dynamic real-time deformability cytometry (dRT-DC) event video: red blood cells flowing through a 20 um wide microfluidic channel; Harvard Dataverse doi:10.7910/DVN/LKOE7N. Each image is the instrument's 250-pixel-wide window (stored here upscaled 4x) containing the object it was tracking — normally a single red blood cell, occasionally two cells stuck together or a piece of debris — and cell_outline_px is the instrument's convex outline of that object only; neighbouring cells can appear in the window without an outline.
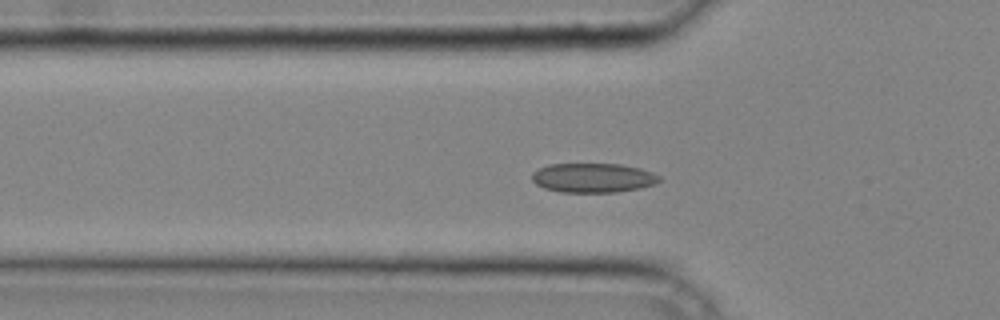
{"species": "common noctule bat (a hibernating species)", "species_latin": "Nyctalus noctula", "temperature_condition": "cold", "stored_images_in_passage": 37, "camera_frame_rate_fps": 3000, "um_per_image_px": 0.085, "animal": {"sex": "male", "body_mass_g": 20.4}, "frame": {"image": 1, "passage_image": 13, "time_ms": 4.0, "image_size_px": [1000, 320], "cell_outline_px": [[660, 180], [656, 184], [640, 188], [616, 192], [560, 192], [544, 188], [536, 184], [532, 180], [532, 172], [548, 164], [620, 164], [640, 168], [652, 172], [660, 176]], "centroid_in_image_um": [50.41, 15.11], "position_along_channel_um": 75.4, "area_um2": 21.85}}
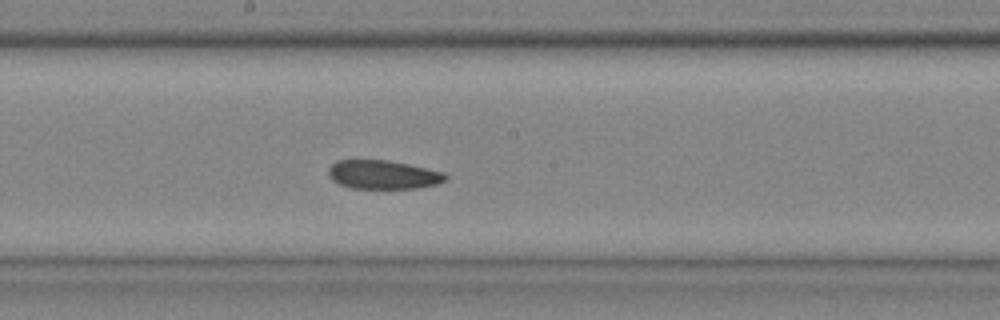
{"frame": {"image": 2, "passage_image": 22, "time_ms": 7.0, "image_size_px": [1000, 320], "cell_outline_px": [[448, 176], [444, 180], [436, 184], [416, 188], [348, 188], [332, 180], [328, 172], [328, 168], [336, 160], [388, 160], [408, 164], [444, 172]], "centroid_in_image_um": [32.53, 14.84], "position_along_channel_um": 215.7, "area_um2": 19.54}}
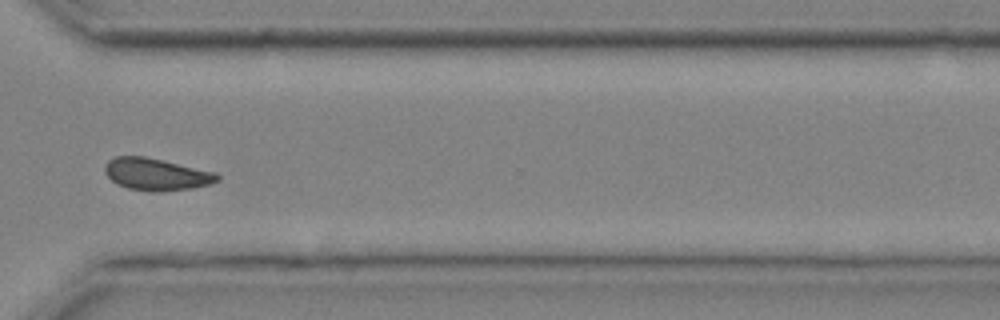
{"frame": {"image": 3, "passage_image": 31, "time_ms": 10.0, "image_size_px": [1000, 320], "cell_outline_px": [[220, 180], [212, 184], [192, 188], [160, 192], [152, 192], [128, 188], [116, 184], [104, 172], [104, 168], [108, 160], [116, 156], [144, 156], [164, 160], [216, 172], [220, 176]], "centroid_in_image_um": [13.31, 14.82], "position_along_channel_um": 357.3, "area_um2": 21.27}}